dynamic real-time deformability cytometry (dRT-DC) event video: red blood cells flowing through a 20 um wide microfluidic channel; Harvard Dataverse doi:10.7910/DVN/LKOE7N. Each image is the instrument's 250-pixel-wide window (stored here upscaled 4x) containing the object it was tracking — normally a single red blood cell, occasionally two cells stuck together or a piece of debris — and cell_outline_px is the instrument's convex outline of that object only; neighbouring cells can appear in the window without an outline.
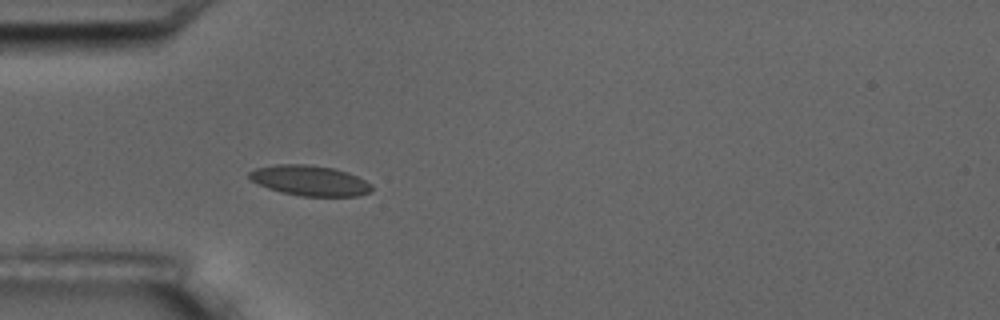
{"species": "common noctule bat (a hibernating species)", "species_latin": "Nyctalus noctula", "temperature_condition": "room temperature", "stored_images_in_passage": 10, "camera_frame_rate_fps": 3000, "um_per_image_px": 0.085, "animal": {"sex": "male", "body_mass_g": 17.5, "forearm_length_mm": 52.3}, "frame": {"image": 1, "passage_image": 10, "time_ms": 5.333, "image_size_px": [1000, 320], "cell_outline_px": [[372, 192], [356, 196], [300, 196], [280, 192], [268, 188], [252, 180], [248, 176], [248, 172], [256, 168], [276, 164], [304, 164], [332, 168], [348, 172], [372, 184]], "centroid_in_image_um": [26.34, 15.35], "position_along_channel_um": 58.7, "area_um2": 21.56}}